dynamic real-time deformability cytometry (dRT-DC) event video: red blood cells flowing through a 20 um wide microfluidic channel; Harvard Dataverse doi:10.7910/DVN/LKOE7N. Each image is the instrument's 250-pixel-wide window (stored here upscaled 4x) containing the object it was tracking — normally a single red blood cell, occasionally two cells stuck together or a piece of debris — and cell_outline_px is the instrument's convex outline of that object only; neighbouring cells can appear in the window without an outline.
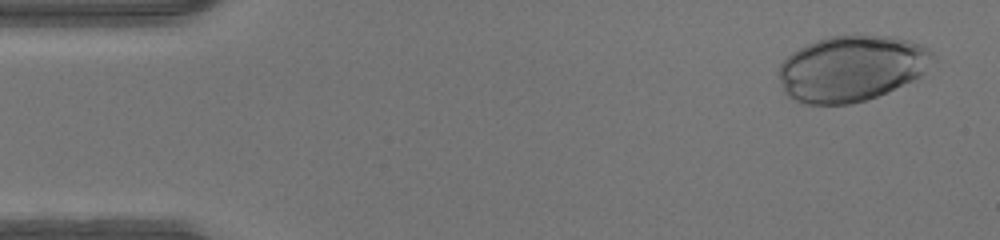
{"species": "human", "species_latin": "Homo sapiens", "temperature_condition": "warm", "stored_images_in_passage": 8, "camera_frame_rate_fps": 3000, "um_per_image_px": 0.085, "donor": {"sex": "male"}, "frame": {"image": 1, "passage_image": 2, "time_ms": 0.333, "image_size_px": [1000, 240], "cell_outline_px": [[936, 60], [916, 80], [876, 96], [852, 104], [804, 104], [792, 100], [784, 92], [780, 80], [780, 64], [792, 52], [816, 40], [832, 36], [892, 36], [908, 40], [920, 44], [928, 48], [936, 56]], "centroid_in_image_um": [72.42, 5.82], "position_along_channel_um": 12.6, "area_um2": 59.13}}